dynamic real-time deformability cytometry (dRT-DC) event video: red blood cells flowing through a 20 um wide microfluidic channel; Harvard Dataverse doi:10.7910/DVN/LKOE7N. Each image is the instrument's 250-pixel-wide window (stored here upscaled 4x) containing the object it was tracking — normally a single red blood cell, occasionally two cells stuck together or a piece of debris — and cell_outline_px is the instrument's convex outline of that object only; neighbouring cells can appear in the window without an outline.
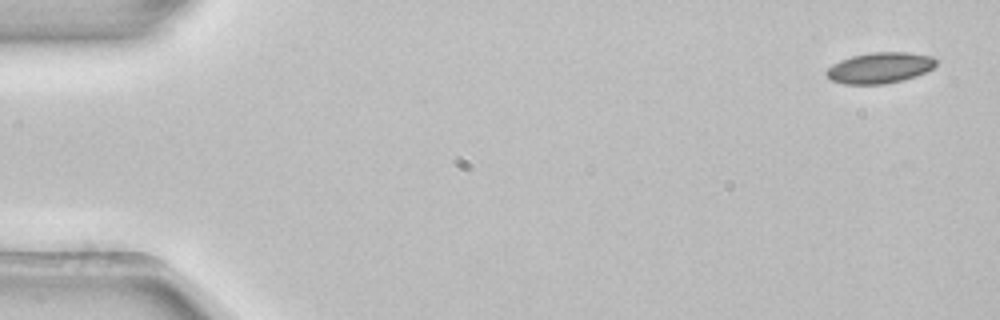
{"species": "common noctule bat (a hibernating species)", "species_latin": "Nyctalus noctula", "temperature_condition": "room temperature", "stored_images_in_passage": 3, "camera_frame_rate_fps": 3000, "um_per_image_px": 0.085, "animal": {"sex": "female", "body_mass_g": 22.7, "forearm_length_mm": 54.2}, "frame": {"image": 1, "passage_image": 1, "time_ms": 0.0, "image_size_px": [1000, 320], "cell_outline_px": [[936, 64], [932, 68], [916, 76], [904, 80], [884, 84], [844, 84], [832, 80], [824, 72], [832, 64], [840, 60], [852, 56], [872, 52], [908, 52], [932, 56], [936, 60]], "centroid_in_image_um": [74.77, 5.76], "position_along_channel_um": 10.2, "area_um2": 19.71}}
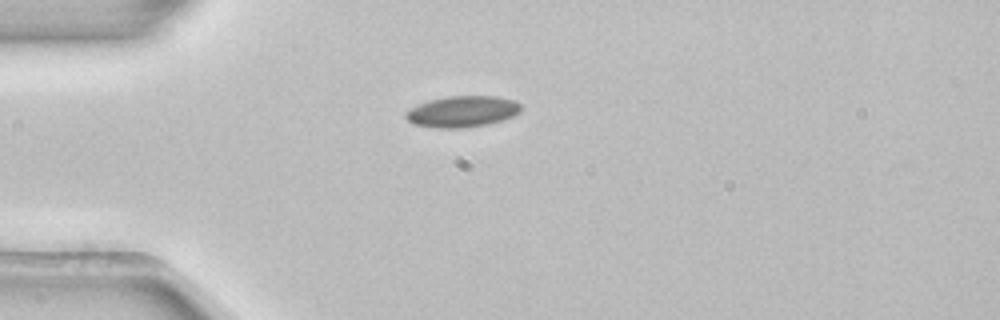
{"frame": {"image": 2, "passage_image": 3, "time_ms": 0.667, "image_size_px": [1000, 320], "cell_outline_px": [[520, 112], [512, 116], [488, 124], [464, 128], [436, 128], [412, 124], [404, 116], [404, 112], [420, 104], [432, 100], [448, 96], [496, 96], [516, 100], [520, 104]], "centroid_in_image_um": [39.3, 9.48], "position_along_channel_um": 45.7, "area_um2": 20.87}}